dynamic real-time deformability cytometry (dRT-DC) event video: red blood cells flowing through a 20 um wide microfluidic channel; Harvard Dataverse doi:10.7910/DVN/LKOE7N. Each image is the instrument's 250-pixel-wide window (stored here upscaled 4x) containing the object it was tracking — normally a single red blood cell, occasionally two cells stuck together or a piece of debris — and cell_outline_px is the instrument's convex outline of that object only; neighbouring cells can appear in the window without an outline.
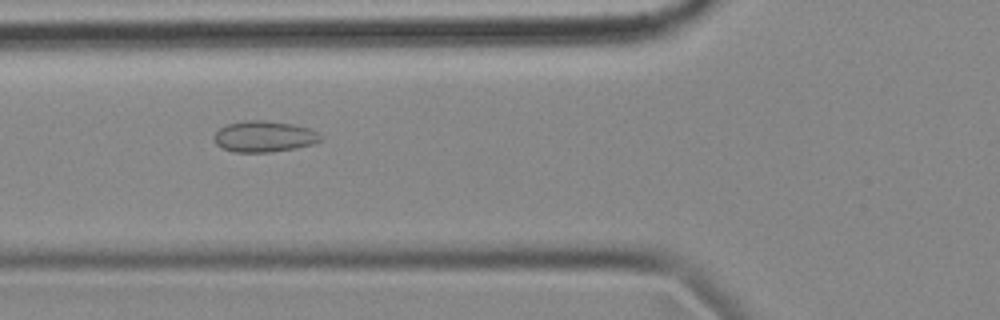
{"species": "common noctule bat (a hibernating species)", "species_latin": "Nyctalus noctula", "temperature_condition": "cold", "stored_images_in_passage": 46, "camera_frame_rate_fps": 3000, "um_per_image_px": 0.085, "animal": {"sex": "female", "body_mass_g": 18.4}, "frame": {"image": 1, "passage_image": 10, "time_ms": 3.0, "image_size_px": [1000, 320], "cell_outline_px": [[324, 136], [320, 140], [312, 144], [296, 148], [272, 152], [236, 152], [224, 148], [216, 144], [212, 136], [220, 128], [228, 124], [248, 120], [264, 120], [292, 124], [308, 128]], "centroid_in_image_um": [22.45, 11.6], "position_along_channel_um": 103.4, "area_um2": 19.19}}
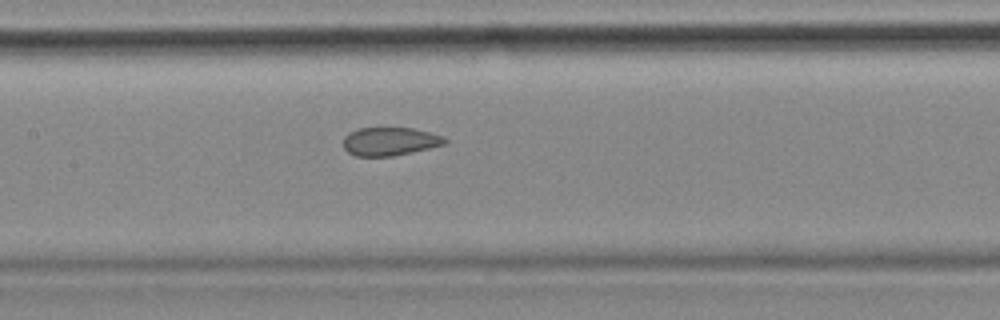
{"frame": {"image": 2, "passage_image": 16, "time_ms": 5.0, "image_size_px": [1000, 320], "cell_outline_px": [[448, 144], [412, 152], [392, 156], [356, 156], [348, 152], [344, 148], [344, 136], [348, 132], [360, 128], [412, 128], [444, 136], [448, 140]], "centroid_in_image_um": [33.16, 12.02], "position_along_channel_um": 174.2, "area_um2": 16.82}}
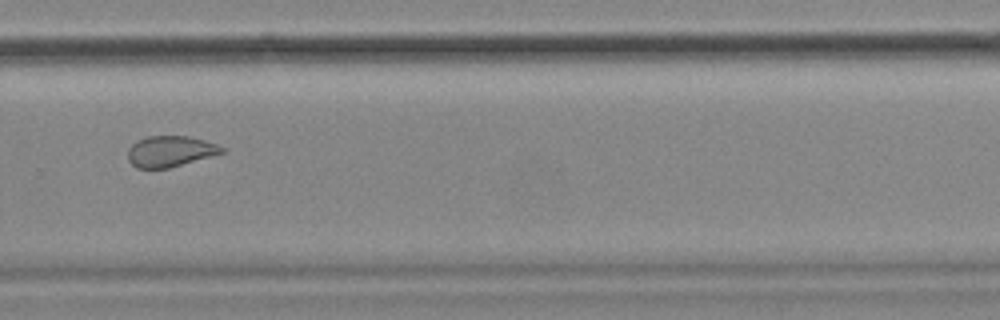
{"frame": {"image": 3, "passage_image": 28, "time_ms": 9.0, "image_size_px": [1000, 320], "cell_outline_px": [[228, 148], [224, 152], [168, 168], [136, 168], [128, 160], [128, 148], [136, 140], [148, 136], [188, 136], [204, 140]], "centroid_in_image_um": [14.45, 12.85], "position_along_channel_um": 315.3, "area_um2": 16.88}, "authors_computed_cell_mechanics": {"area_um2": 18.3804, "velocity_mm_per_s": 3.5438, "shape_relaxation_time_tau1_ms": null, "shape_relaxation_time_tau2_ms": 1.27, "deformation_change_tau1": null, "deformation_change_tau2": 0.065}}